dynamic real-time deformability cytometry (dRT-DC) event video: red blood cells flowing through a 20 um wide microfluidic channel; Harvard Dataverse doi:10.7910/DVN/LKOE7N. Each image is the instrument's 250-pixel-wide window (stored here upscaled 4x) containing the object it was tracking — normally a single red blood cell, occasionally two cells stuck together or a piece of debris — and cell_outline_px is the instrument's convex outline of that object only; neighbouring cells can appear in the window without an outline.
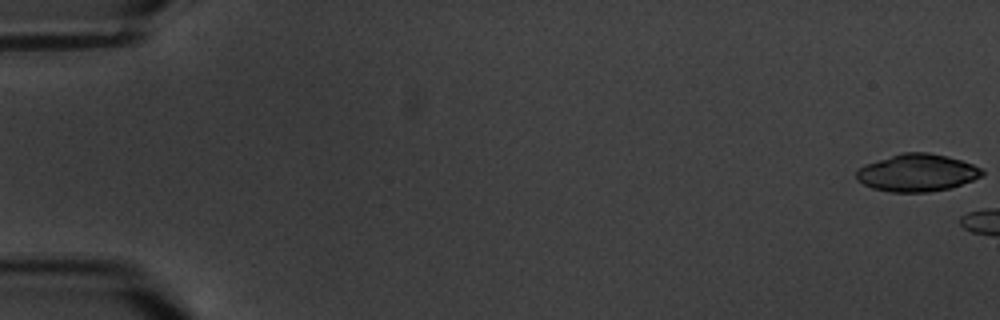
{"species": "common noctule bat (a hibernating species)", "species_latin": "Nyctalus noctula", "temperature_condition": "warm", "stored_images_in_passage": 4, "camera_frame_rate_fps": 3000, "um_per_image_px": 0.085, "animal": {"sex": "male", "body_mass_g": 20.1, "forearm_length_mm": 53.5}, "frame": {"image": 1, "passage_image": 1, "time_ms": 0.0, "image_size_px": [1000, 320], "cell_outline_px": [[984, 176], [948, 188], [928, 192], [892, 192], [872, 188], [856, 180], [856, 172], [864, 164], [904, 152], [928, 152], [948, 156], [984, 168]], "centroid_in_image_um": [77.96, 14.68], "position_along_channel_um": 7.0, "area_um2": 27.34}}